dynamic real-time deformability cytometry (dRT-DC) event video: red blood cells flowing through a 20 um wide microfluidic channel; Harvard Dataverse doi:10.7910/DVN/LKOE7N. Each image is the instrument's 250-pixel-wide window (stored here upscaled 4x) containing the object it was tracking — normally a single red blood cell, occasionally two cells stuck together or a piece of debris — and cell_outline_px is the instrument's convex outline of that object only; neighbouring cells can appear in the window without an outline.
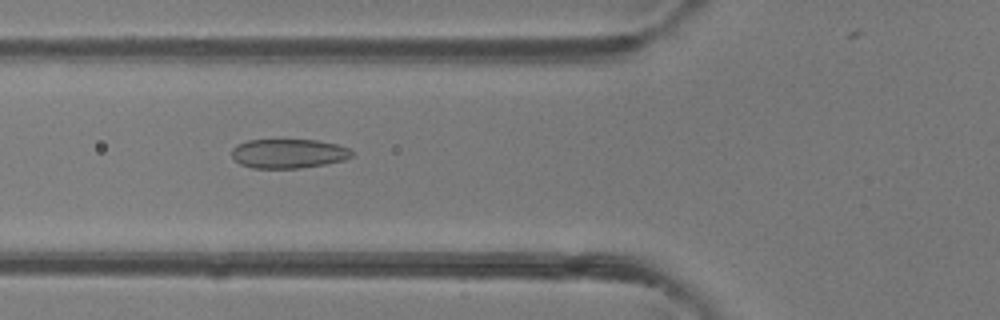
{"species": "common noctule bat (a hibernating species)", "species_latin": "Nyctalus noctula", "temperature_condition": "room temperature", "stored_images_in_passage": 48, "camera_frame_rate_fps": 3000, "um_per_image_px": 0.085, "animal": {"sex": "female"}, "frame": {"image": 1, "passage_image": 18, "time_ms": 5.667, "image_size_px": [1000, 320], "cell_outline_px": [[352, 156], [344, 160], [324, 164], [300, 168], [252, 168], [240, 164], [232, 156], [232, 148], [236, 144], [248, 140], [316, 140], [336, 144], [348, 148], [352, 152]], "centroid_in_image_um": [24.49, 13.05], "position_along_channel_um": 101.3, "area_um2": 20.4}}
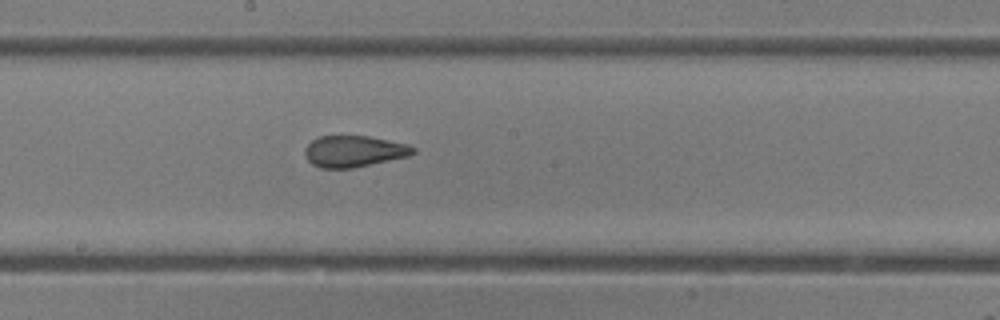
{"frame": {"image": 2, "passage_image": 26, "time_ms": 8.333, "image_size_px": [1000, 320], "cell_outline_px": [[416, 152], [408, 156], [352, 168], [320, 168], [312, 164], [304, 156], [304, 148], [312, 140], [320, 136], [368, 136], [408, 144], [416, 148]], "centroid_in_image_um": [30.06, 12.86], "position_along_channel_um": 218.1, "area_um2": 19.77}}
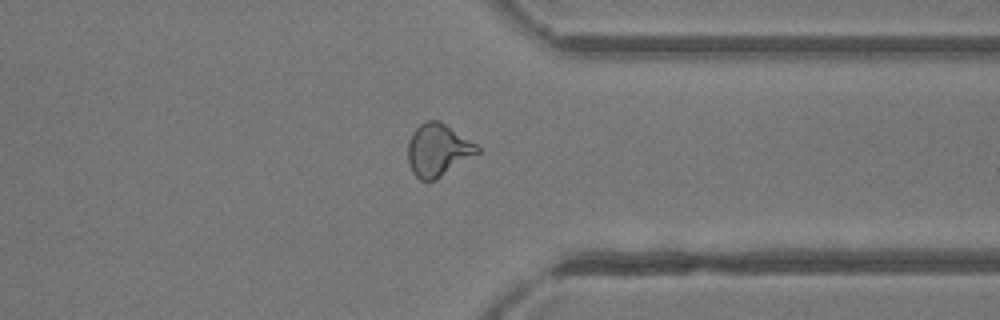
{"frame": {"image": 3, "passage_image": 37, "time_ms": 12.0, "image_size_px": [1000, 320], "cell_outline_px": [[480, 152], [436, 180], [420, 180], [412, 172], [408, 164], [408, 144], [412, 132], [420, 124], [428, 120], [440, 120], [476, 144], [480, 148]], "centroid_in_image_um": [37.22, 12.75], "position_along_channel_um": 374.2, "area_um2": 21.21}, "authors_computed_cell_mechanics": {"area_um2": 21.5594, "velocity_mm_per_s": 4.3576, "shape_relaxation_time_tau1_ms": null, "shape_relaxation_time_tau2_ms": 0.8623, "deformation_change_tau1": null, "deformation_change_tau2": 0.0753}}